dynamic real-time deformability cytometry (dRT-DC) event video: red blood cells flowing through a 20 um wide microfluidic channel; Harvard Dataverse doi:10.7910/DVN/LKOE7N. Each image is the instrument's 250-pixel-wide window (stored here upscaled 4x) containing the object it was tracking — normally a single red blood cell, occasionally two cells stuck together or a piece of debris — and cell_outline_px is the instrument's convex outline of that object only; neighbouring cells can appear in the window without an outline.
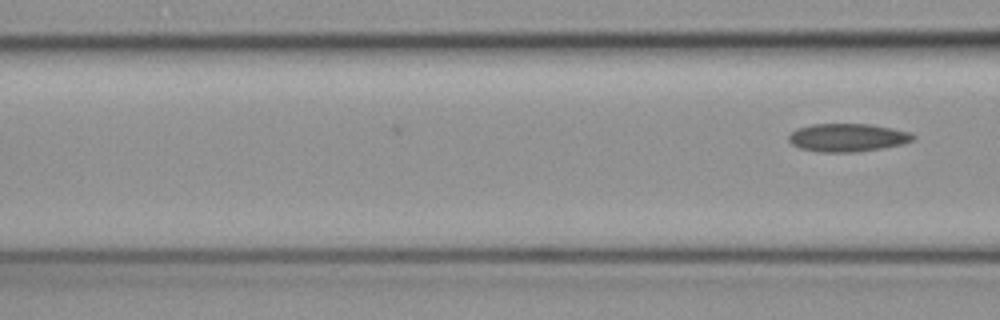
{"species": "common noctule bat (a hibernating species)", "species_latin": "Nyctalus noctula", "temperature_condition": "cold", "stored_images_in_passage": 6, "camera_frame_rate_fps": 3000, "um_per_image_px": 0.085, "animal": {"sex": "female", "body_mass_g": 19.3, "forearm_length_mm": 54.1}, "frame": {"image": 1, "passage_image": 6, "time_ms": 1.667, "image_size_px": [1000, 320], "cell_outline_px": [[916, 136], [912, 140], [904, 144], [884, 148], [856, 152], [820, 152], [800, 148], [792, 144], [788, 140], [788, 136], [796, 128], [812, 124], [868, 124], [892, 128], [908, 132]], "centroid_in_image_um": [72.03, 11.7], "position_along_channel_um": 94.6, "area_um2": 20.4}}